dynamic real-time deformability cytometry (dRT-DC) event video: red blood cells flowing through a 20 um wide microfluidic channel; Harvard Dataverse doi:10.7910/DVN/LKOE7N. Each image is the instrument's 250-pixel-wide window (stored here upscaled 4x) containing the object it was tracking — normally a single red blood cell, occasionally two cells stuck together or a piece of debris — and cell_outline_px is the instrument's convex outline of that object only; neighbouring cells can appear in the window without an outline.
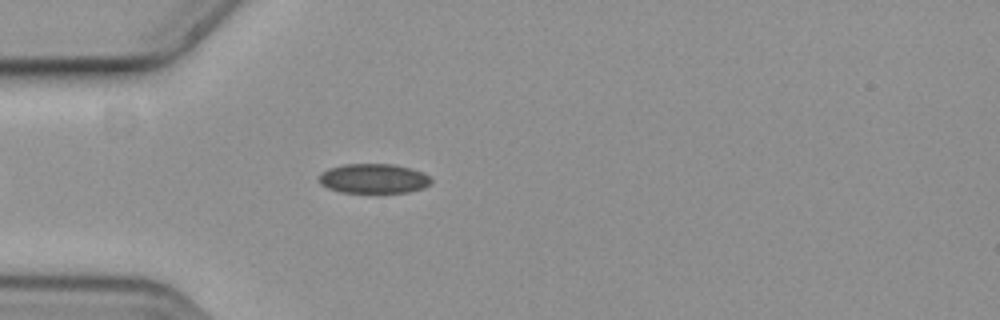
{"species": "common noctule bat (a hibernating species)", "species_latin": "Nyctalus noctula", "temperature_condition": "cold", "stored_images_in_passage": 48, "camera_frame_rate_fps": 3000, "um_per_image_px": 0.085, "animal": {"sex": "female", "body_mass_g": 19.3, "forearm_length_mm": 54.1}, "frame": {"image": 1, "passage_image": 8, "time_ms": 2.333, "image_size_px": [1000, 320], "cell_outline_px": [[432, 180], [424, 188], [408, 192], [340, 192], [328, 188], [320, 184], [320, 172], [328, 168], [344, 164], [392, 164], [408, 168], [420, 172], [428, 176]], "centroid_in_image_um": [31.71, 15.17], "position_along_channel_um": 53.3, "area_um2": 19.13}}
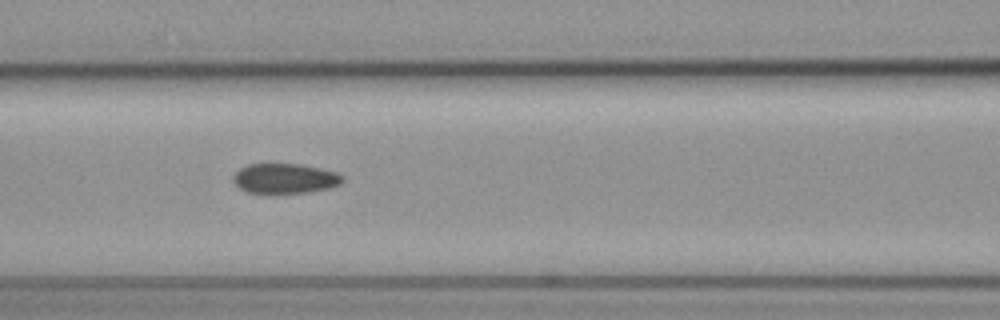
{"frame": {"image": 2, "passage_image": 16, "time_ms": 5.0, "image_size_px": [1000, 320], "cell_outline_px": [[344, 180], [340, 184], [328, 188], [308, 192], [268, 196], [264, 196], [248, 192], [240, 188], [232, 180], [232, 176], [240, 168], [248, 164], [300, 164], [320, 168], [336, 172], [344, 176]], "centroid_in_image_um": [24.18, 15.21], "position_along_channel_um": 142.4, "area_um2": 19.77}}
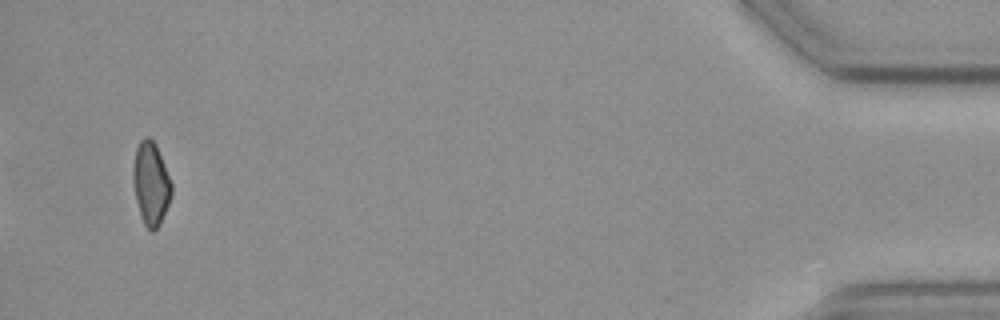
{"frame": {"image": 3, "passage_image": 46, "time_ms": 15.0, "image_size_px": [1000, 320], "cell_outline_px": [[172, 196], [160, 224], [152, 232], [144, 224], [140, 216], [136, 200], [132, 176], [132, 168], [136, 148], [140, 140], [144, 136], [148, 136], [156, 144], [172, 184]], "centroid_in_image_um": [12.82, 15.59], "position_along_channel_um": 422.4, "area_um2": 18.67}, "authors_computed_cell_mechanics": {"area_um2": 19.652, "velocity_mm_per_s": 3.6625, "shape_relaxation_time_tau1_ms": null, "shape_relaxation_time_tau2_ms": 4.6734, "deformation_change_tau1": null, "deformation_change_tau2": 0.0932}}